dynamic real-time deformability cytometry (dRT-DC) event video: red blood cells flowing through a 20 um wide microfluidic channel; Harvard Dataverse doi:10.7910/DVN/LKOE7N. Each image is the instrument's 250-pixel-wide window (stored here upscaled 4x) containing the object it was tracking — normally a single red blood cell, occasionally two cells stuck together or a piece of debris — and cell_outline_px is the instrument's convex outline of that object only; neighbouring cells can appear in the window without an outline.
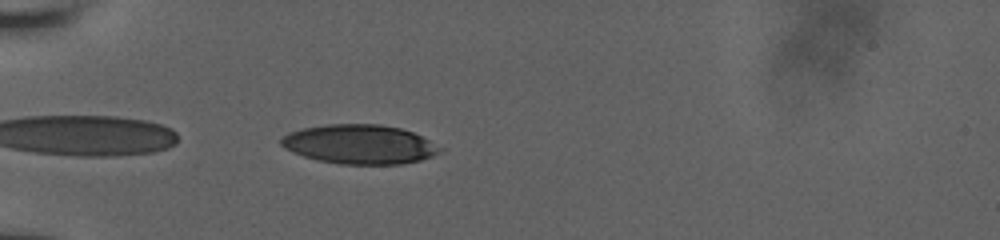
{"species": "human", "species_latin": "Homo sapiens", "temperature_condition": "room temperature", "stored_images_in_passage": 38, "camera_frame_rate_fps": 3000, "um_per_image_px": 0.085, "donor": {"sex": "male"}, "frame": {"image": 1, "passage_image": 1, "time_ms": 0.0, "image_size_px": [1000, 240], "cell_outline_px": [[444, 148], [440, 152], [432, 156], [420, 160], [400, 164], [340, 164], [316, 160], [292, 152], [284, 148], [280, 144], [280, 140], [288, 132], [304, 128], [328, 124], [380, 124], [400, 128], [412, 132]], "centroid_in_image_um": [30.55, 12.27], "position_along_channel_um": 54.4, "area_um2": 36.3}}
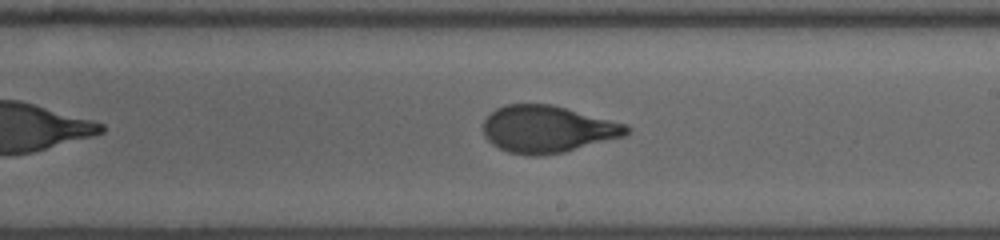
{"frame": {"image": 2, "passage_image": 17, "time_ms": 5.333, "image_size_px": [1000, 240], "cell_outline_px": [[632, 128], [624, 136], [564, 152], [540, 156], [528, 156], [508, 152], [492, 144], [484, 136], [484, 120], [496, 108], [504, 104], [552, 104], [624, 124]], "centroid_in_image_um": [46.5, 10.98], "position_along_channel_um": 242.5, "area_um2": 39.07}}
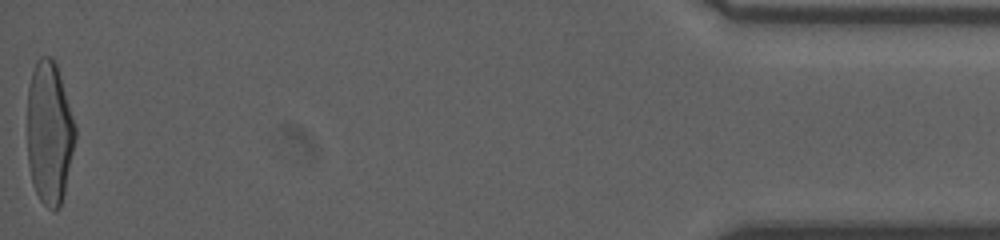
{"frame": {"image": 3, "passage_image": 38, "time_ms": 12.333, "image_size_px": [1000, 240], "cell_outline_px": [[76, 140], [64, 192], [60, 208], [52, 212], [40, 200], [32, 184], [28, 164], [28, 88], [32, 72], [36, 60], [40, 56], [52, 56], [56, 64], [60, 76], [76, 128]], "centroid_in_image_um": [4.19, 11.31], "position_along_channel_um": 431.0, "area_um2": 40.0}, "authors_computed_cell_mechanics": {"area_um2": 39.1884, "velocity_mm_per_s": 3.9095, "shape_relaxation_time_tau1_ms": 5.9277, "shape_relaxation_time_tau2_ms": null, "deformation_change_tau1": 0.2643, "deformation_change_tau2": null}}